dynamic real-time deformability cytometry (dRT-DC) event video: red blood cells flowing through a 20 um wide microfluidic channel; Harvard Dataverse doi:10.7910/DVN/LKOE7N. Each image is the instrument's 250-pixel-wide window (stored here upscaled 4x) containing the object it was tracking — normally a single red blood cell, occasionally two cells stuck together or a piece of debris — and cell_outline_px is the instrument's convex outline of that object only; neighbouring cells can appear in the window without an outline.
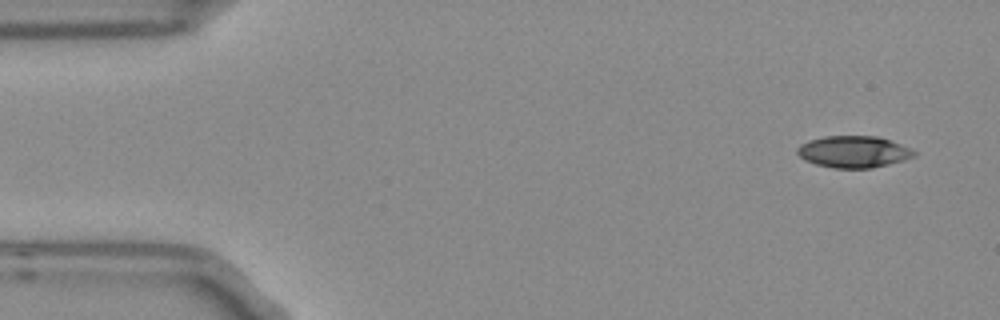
{"species": "Egyptian fruit bat (a non-hibernating species)", "species_latin": "Rousettus aegyptiacus", "temperature_condition": "room temperature", "stored_images_in_passage": 4, "camera_frame_rate_fps": 3000, "um_per_image_px": 0.085, "frame": {"image": 1, "passage_image": 1, "time_ms": 0.0, "image_size_px": [1000, 320], "cell_outline_px": [[916, 156], [904, 160], [872, 168], [832, 168], [816, 164], [804, 160], [796, 152], [796, 148], [800, 144], [808, 140], [824, 136], [876, 136], [900, 144], [916, 152]], "centroid_in_image_um": [72.51, 12.9], "position_along_channel_um": 12.5, "area_um2": 21.56}}
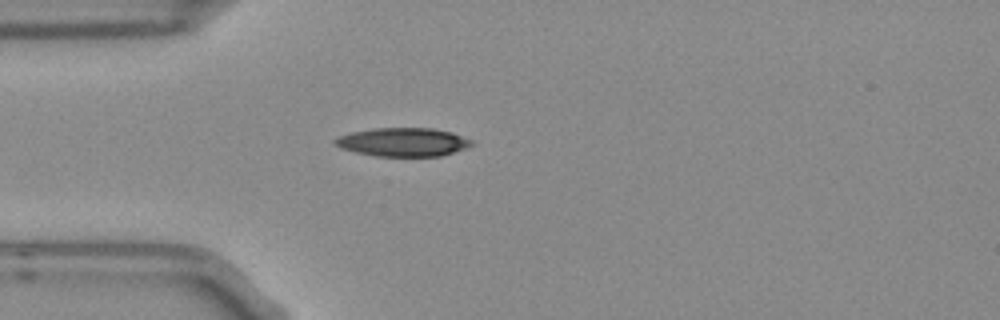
{"frame": {"image": 2, "passage_image": 4, "time_ms": 1.0, "image_size_px": [1000, 320], "cell_outline_px": [[476, 144], [440, 156], [376, 156], [356, 152], [340, 148], [332, 144], [332, 140], [340, 136], [352, 132], [372, 128], [432, 128], [452, 132], [472, 140]], "centroid_in_image_um": [34.23, 12.07], "position_along_channel_um": 50.8, "area_um2": 22.77}}